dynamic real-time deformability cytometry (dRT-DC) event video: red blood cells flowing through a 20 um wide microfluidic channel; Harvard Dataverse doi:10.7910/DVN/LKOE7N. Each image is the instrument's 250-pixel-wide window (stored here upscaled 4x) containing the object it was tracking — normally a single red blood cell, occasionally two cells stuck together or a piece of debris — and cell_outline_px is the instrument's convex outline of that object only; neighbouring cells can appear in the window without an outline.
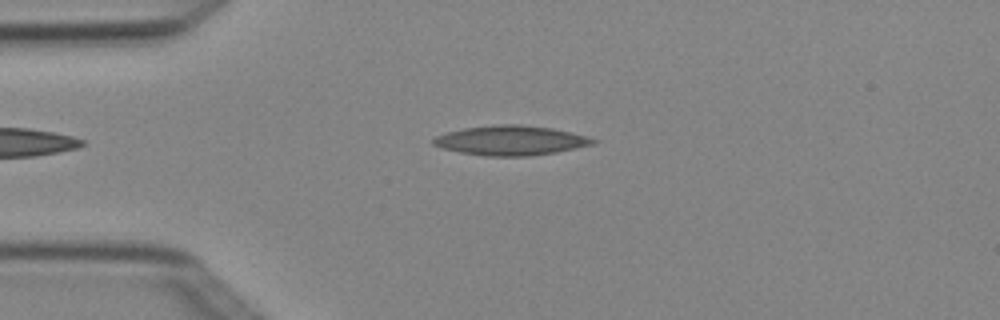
{"species": "Egyptian fruit bat (a non-hibernating species)", "species_latin": "Rousettus aegyptiacus", "temperature_condition": "cold", "stored_images_in_passage": 3, "camera_frame_rate_fps": 3000, "um_per_image_px": 0.085, "animal": {"sex": "female"}, "frame": {"image": 1, "passage_image": 3, "time_ms": 0.667, "image_size_px": [1000, 320], "cell_outline_px": [[600, 140], [596, 144], [556, 152], [532, 156], [484, 156], [460, 152], [444, 148], [432, 144], [432, 140], [436, 136], [448, 132], [464, 128], [500, 124], [520, 124], [552, 128], [572, 132]], "centroid_in_image_um": [43.47, 11.94], "position_along_channel_um": 41.5, "area_um2": 27.63}}